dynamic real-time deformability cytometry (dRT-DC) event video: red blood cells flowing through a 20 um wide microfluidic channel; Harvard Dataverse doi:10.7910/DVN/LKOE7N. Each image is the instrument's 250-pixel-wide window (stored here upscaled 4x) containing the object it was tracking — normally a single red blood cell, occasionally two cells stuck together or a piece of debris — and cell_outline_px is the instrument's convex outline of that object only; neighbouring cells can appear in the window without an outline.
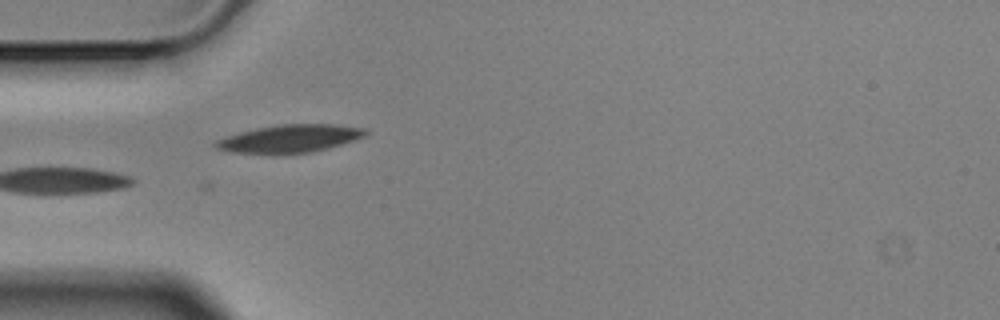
{"species": "Egyptian fruit bat (a non-hibernating species)", "species_latin": "Rousettus aegyptiacus", "temperature_condition": "cold", "stored_images_in_passage": 8, "camera_frame_rate_fps": 3000, "um_per_image_px": 0.085, "animal": {"sex": "male"}, "frame": {"image": 1, "passage_image": 2, "time_ms": 0.333, "image_size_px": [1000, 320], "cell_outline_px": [[368, 132], [364, 136], [356, 140], [328, 148], [312, 152], [232, 152], [216, 148], [212, 144], [216, 140], [240, 132], [256, 128], [280, 124], [336, 124], [368, 128]], "centroid_in_image_um": [24.71, 11.75], "position_along_channel_um": 60.3, "area_um2": 23.87}}
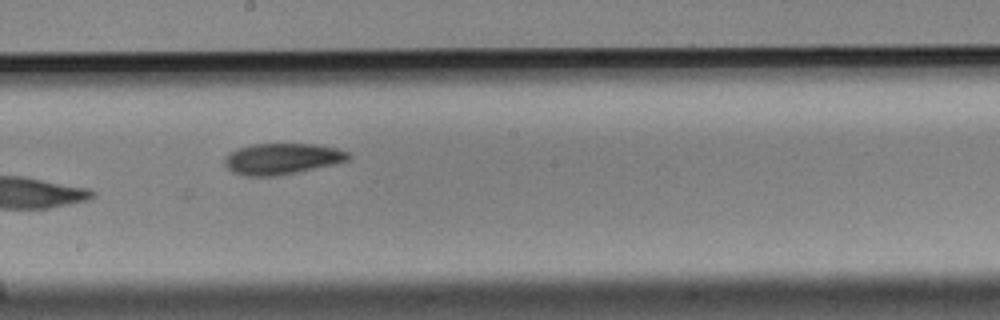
{"frame": {"image": 2, "passage_image": 6, "time_ms": 1.667, "image_size_px": [1000, 320], "cell_outline_px": [[352, 156], [348, 160], [336, 164], [276, 176], [244, 176], [232, 172], [224, 164], [224, 156], [228, 152], [236, 148], [252, 144], [316, 144], [336, 148], [348, 152]], "centroid_in_image_um": [23.94, 13.49], "position_along_channel_um": 224.3, "area_um2": 22.66}}
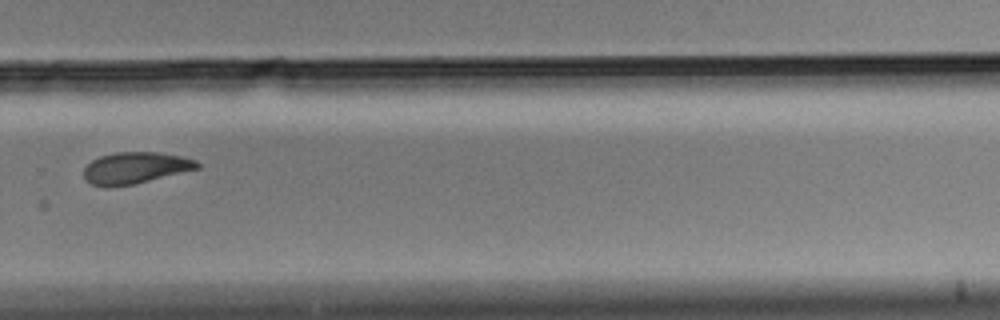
{"frame": {"image": 3, "passage_image": 8, "time_ms": 2.333, "image_size_px": [1000, 320], "cell_outline_px": [[200, 168], [132, 184], [108, 188], [104, 188], [92, 184], [84, 176], [84, 168], [92, 160], [100, 156], [116, 152], [160, 152], [184, 156], [196, 160], [200, 164]], "centroid_in_image_um": [11.51, 14.26], "position_along_channel_um": 318.3, "area_um2": 20.87}}